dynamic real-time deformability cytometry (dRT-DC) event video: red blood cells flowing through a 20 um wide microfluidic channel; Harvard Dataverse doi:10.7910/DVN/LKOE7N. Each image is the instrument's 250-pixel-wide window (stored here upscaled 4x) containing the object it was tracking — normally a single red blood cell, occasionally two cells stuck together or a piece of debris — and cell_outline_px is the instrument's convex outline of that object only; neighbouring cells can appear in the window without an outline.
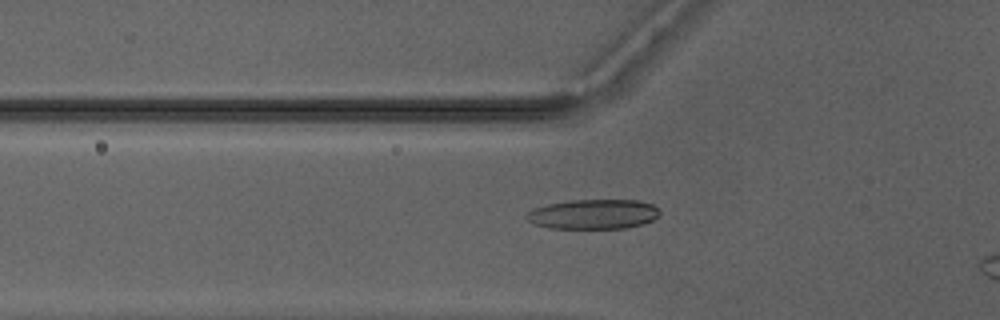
{"species": "Egyptian fruit bat (a non-hibernating species)", "species_latin": "Rousettus aegyptiacus", "temperature_condition": "warm", "stored_images_in_passage": 32, "camera_frame_rate_fps": 3000, "um_per_image_px": 0.085, "animal": {"sex": "male"}, "frame": {"image": 1, "passage_image": 5, "time_ms": 1.333, "image_size_px": [1000, 320], "cell_outline_px": [[660, 212], [652, 220], [644, 224], [624, 228], [548, 228], [536, 224], [528, 220], [524, 216], [528, 212], [536, 208], [548, 204], [572, 200], [636, 200], [652, 204]], "centroid_in_image_um": [50.43, 18.21], "position_along_channel_um": 75.4, "area_um2": 22.83}}
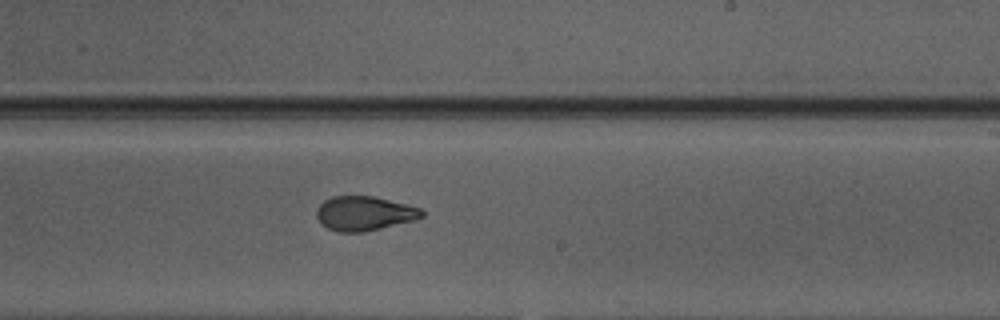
{"frame": {"image": 2, "passage_image": 18, "time_ms": 5.667, "image_size_px": [1000, 320], "cell_outline_px": [[424, 216], [416, 220], [364, 232], [336, 232], [328, 228], [316, 216], [316, 208], [324, 200], [332, 196], [372, 196], [408, 204], [420, 208], [424, 212]], "centroid_in_image_um": [30.98, 18.14], "position_along_channel_um": 258.0, "area_um2": 21.15}}
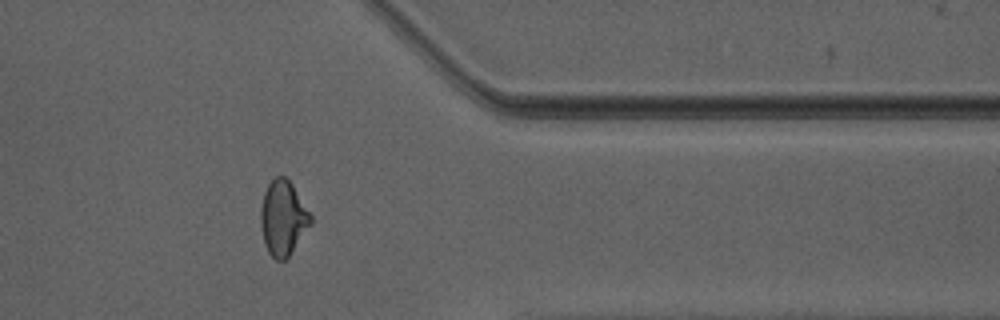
{"frame": {"image": 3, "passage_image": 28, "time_ms": 9.0, "image_size_px": [1000, 320], "cell_outline_px": [[312, 224], [288, 256], [284, 260], [276, 260], [268, 252], [264, 244], [260, 224], [260, 208], [264, 192], [268, 184], [276, 176], [284, 176], [292, 184], [312, 216]], "centroid_in_image_um": [24.05, 18.53], "position_along_channel_um": 387.4, "area_um2": 21.73}}